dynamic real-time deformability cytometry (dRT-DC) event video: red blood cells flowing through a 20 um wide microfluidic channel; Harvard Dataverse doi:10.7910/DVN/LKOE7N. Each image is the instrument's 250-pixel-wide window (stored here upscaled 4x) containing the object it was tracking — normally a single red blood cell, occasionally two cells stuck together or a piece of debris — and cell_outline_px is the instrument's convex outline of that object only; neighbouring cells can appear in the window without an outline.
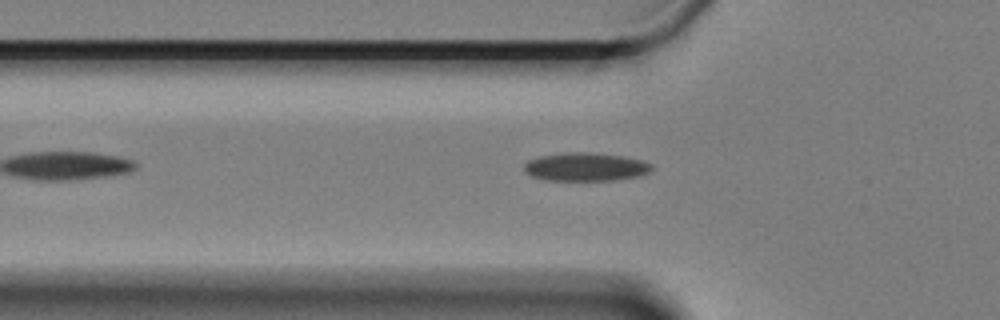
{"species": "Egyptian fruit bat (a non-hibernating species)", "species_latin": "Rousettus aegyptiacus", "temperature_condition": "cold", "stored_images_in_passage": 33, "camera_frame_rate_fps": 3000, "um_per_image_px": 0.085, "animal": {"sex": "female"}, "frame": {"image": 1, "passage_image": 9, "time_ms": 2.667, "image_size_px": [1000, 320], "cell_outline_px": [[652, 168], [648, 172], [636, 176], [612, 180], [548, 180], [532, 176], [524, 168], [524, 164], [528, 160], [540, 156], [572, 152], [588, 152], [620, 156], [640, 160], [652, 164]], "centroid_in_image_um": [49.75, 14.18], "position_along_channel_um": 76.0, "area_um2": 20.58}}
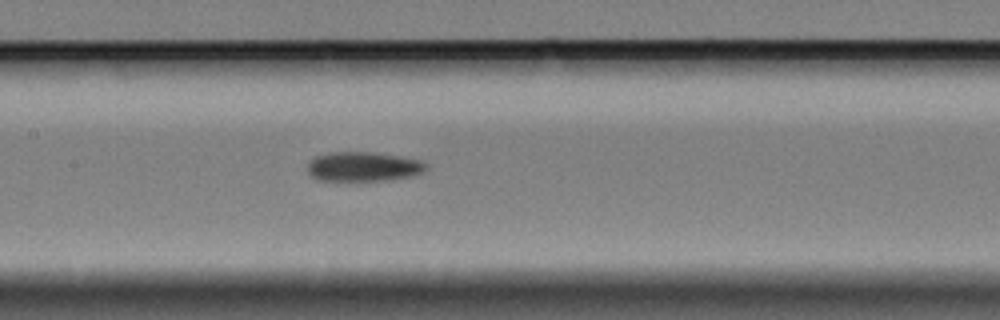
{"frame": {"image": 2, "passage_image": 18, "time_ms": 5.667, "image_size_px": [1000, 320], "cell_outline_px": [[428, 168], [424, 172], [416, 176], [388, 180], [316, 180], [308, 172], [308, 164], [316, 156], [328, 152], [372, 152], [400, 156], [420, 160], [428, 164]], "centroid_in_image_um": [30.94, 14.16], "position_along_channel_um": 176.5, "area_um2": 20.52}}
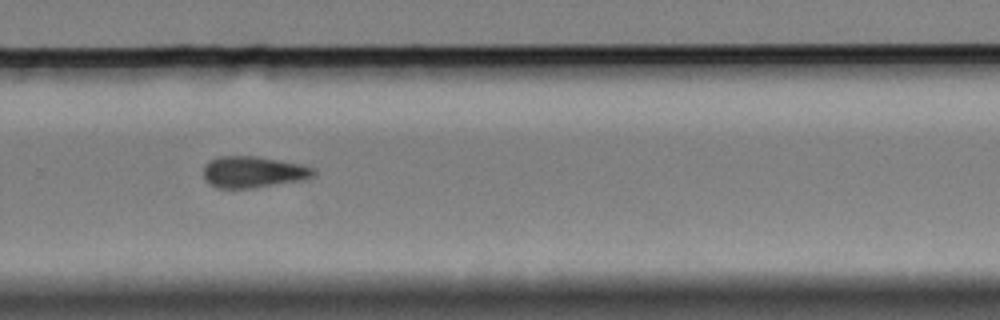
{"frame": {"image": 3, "passage_image": 30, "time_ms": 9.667, "image_size_px": [1000, 320], "cell_outline_px": [[316, 172], [312, 176], [300, 180], [252, 188], [216, 188], [204, 180], [204, 164], [220, 156], [256, 156], [280, 160], [300, 164], [316, 168]], "centroid_in_image_um": [21.5, 14.62], "position_along_channel_um": 308.3, "area_um2": 20.06}}